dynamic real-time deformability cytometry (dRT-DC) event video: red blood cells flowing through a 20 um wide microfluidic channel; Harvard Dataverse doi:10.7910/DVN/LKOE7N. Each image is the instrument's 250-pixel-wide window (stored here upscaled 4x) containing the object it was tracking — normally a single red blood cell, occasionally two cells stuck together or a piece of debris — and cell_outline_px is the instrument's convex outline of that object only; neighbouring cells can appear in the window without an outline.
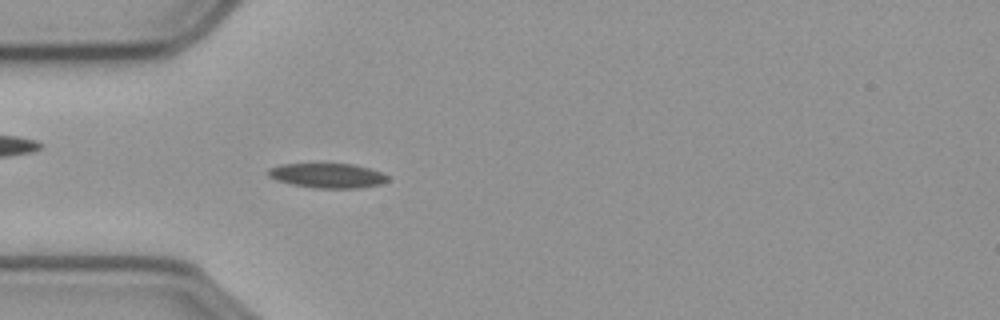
{"species": "common noctule bat (a hibernating species)", "species_latin": "Nyctalus noctula", "temperature_condition": "cold", "stored_images_in_passage": 56, "camera_frame_rate_fps": 3000, "um_per_image_px": 0.085, "animal": {"sex": "male", "body_mass_g": 23.1, "forearm_length_mm": 52.7}, "frame": {"image": 1, "passage_image": 16, "time_ms": 5.0, "image_size_px": [1000, 320], "cell_outline_px": [[388, 180], [380, 184], [360, 188], [316, 188], [292, 184], [276, 180], [268, 176], [268, 168], [280, 164], [352, 164], [368, 168], [380, 172], [388, 176]], "centroid_in_image_um": [27.81, 14.92], "position_along_channel_um": 57.2, "area_um2": 17.05}}
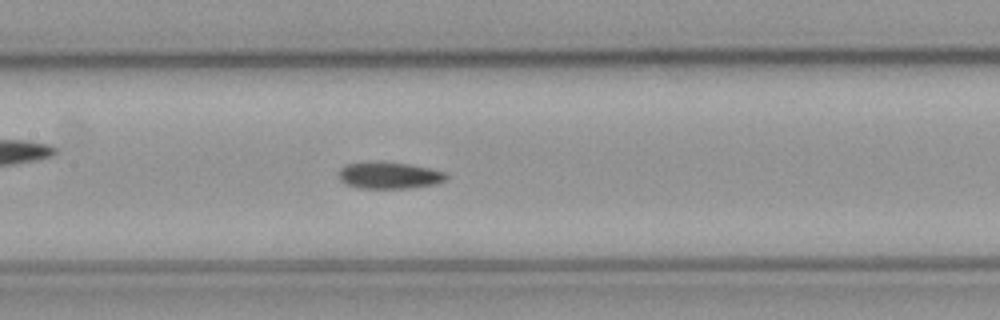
{"frame": {"image": 2, "passage_image": 26, "time_ms": 8.333, "image_size_px": [1000, 320], "cell_outline_px": [[448, 176], [444, 180], [436, 184], [408, 188], [356, 188], [344, 184], [340, 180], [340, 168], [344, 164], [376, 160], [384, 160], [412, 164], [448, 172]], "centroid_in_image_um": [33.07, 14.88], "position_along_channel_um": 174.3, "area_um2": 17.34}}
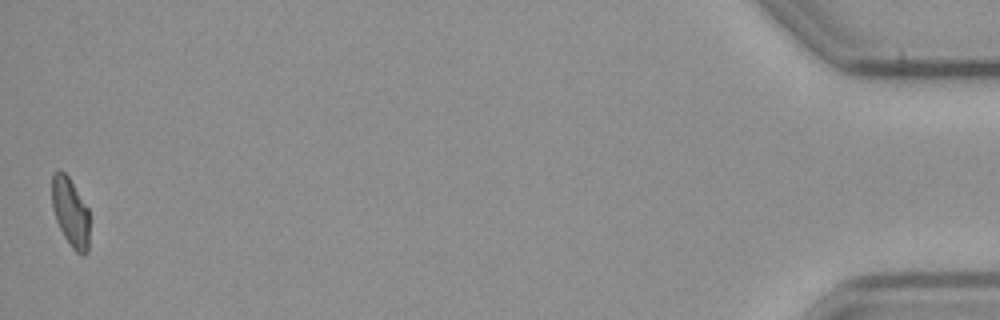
{"frame": {"image": 3, "passage_image": 56, "time_ms": 18.333, "image_size_px": [1000, 320], "cell_outline_px": [[88, 252], [84, 256], [80, 256], [68, 244], [56, 220], [52, 208], [52, 172], [60, 168], [68, 176], [88, 208]], "centroid_in_image_um": [5.97, 18.04], "position_along_channel_um": 429.2, "area_um2": 15.2}, "authors_computed_cell_mechanics": {"area_um2": 16.2707, "velocity_mm_per_s": 3.5874, "shape_relaxation_time_tau1_ms": 10.0894, "shape_relaxation_time_tau2_ms": 5.3915, "deformation_change_tau1": 0.1703, "deformation_change_tau2": 0.0912}}